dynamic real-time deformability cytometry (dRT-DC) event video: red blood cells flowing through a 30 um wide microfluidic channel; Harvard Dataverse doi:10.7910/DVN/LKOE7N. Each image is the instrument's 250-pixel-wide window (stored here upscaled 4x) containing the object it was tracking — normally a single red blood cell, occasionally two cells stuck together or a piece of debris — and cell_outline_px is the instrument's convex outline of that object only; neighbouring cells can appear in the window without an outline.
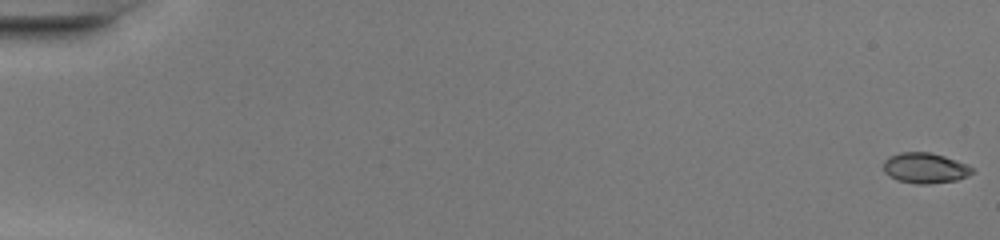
{"species": "common noctule bat (a hibernating species)", "species_latin": "Nyctalus noctula", "temperature_condition": "warm", "stored_images_in_passage": 51, "segment_of_instrument_passage": [1, 2], "camera_frame_rate_fps": 3000, "um_per_image_px": 0.085, "animal": {"sex": "female", "body_mass_g": 20.0, "forearm_length_mm": 54.0}, "frame": {"image": 1, "passage_image": 1, "time_ms": 0.0, "image_size_px": [1000, 240], "cell_outline_px": [[976, 172], [968, 176], [956, 180], [928, 184], [916, 184], [896, 180], [888, 176], [884, 172], [884, 160], [888, 156], [900, 152], [932, 152], [968, 164]], "centroid_in_image_um": [78.63, 14.28], "position_along_channel_um": 6.4, "area_um2": 16.01}}
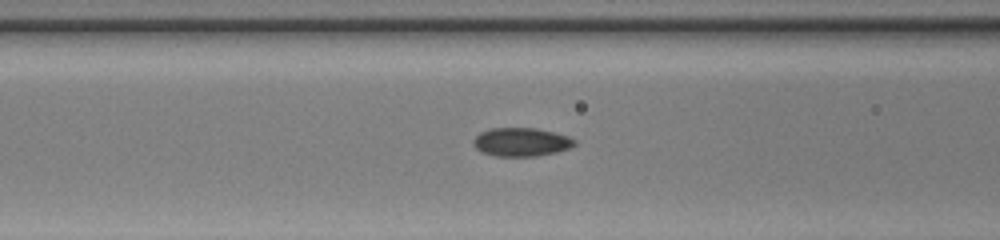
{"frame": {"image": 2, "passage_image": 22, "time_ms": 7.0, "image_size_px": [1000, 240], "cell_outline_px": [[576, 144], [568, 148], [556, 152], [536, 156], [496, 156], [480, 152], [472, 144], [472, 140], [480, 132], [488, 128], [536, 128], [568, 136], [576, 140]], "centroid_in_image_um": [44.26, 12.07], "position_along_channel_um": 122.3, "area_um2": 16.88}}
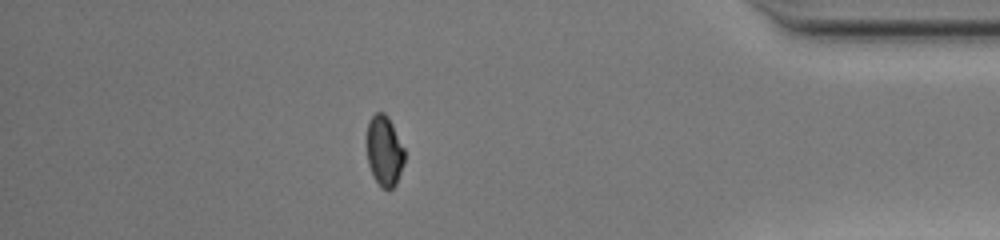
{"frame": {"image": 3, "passage_image": 44, "time_ms": 14.333, "image_size_px": [1000, 240], "cell_outline_px": [[404, 164], [396, 184], [392, 188], [380, 188], [372, 176], [368, 164], [368, 124], [372, 116], [376, 112], [384, 112], [388, 116], [404, 148]], "centroid_in_image_um": [32.68, 12.85], "position_along_channel_um": 402.5, "area_um2": 15.37}}